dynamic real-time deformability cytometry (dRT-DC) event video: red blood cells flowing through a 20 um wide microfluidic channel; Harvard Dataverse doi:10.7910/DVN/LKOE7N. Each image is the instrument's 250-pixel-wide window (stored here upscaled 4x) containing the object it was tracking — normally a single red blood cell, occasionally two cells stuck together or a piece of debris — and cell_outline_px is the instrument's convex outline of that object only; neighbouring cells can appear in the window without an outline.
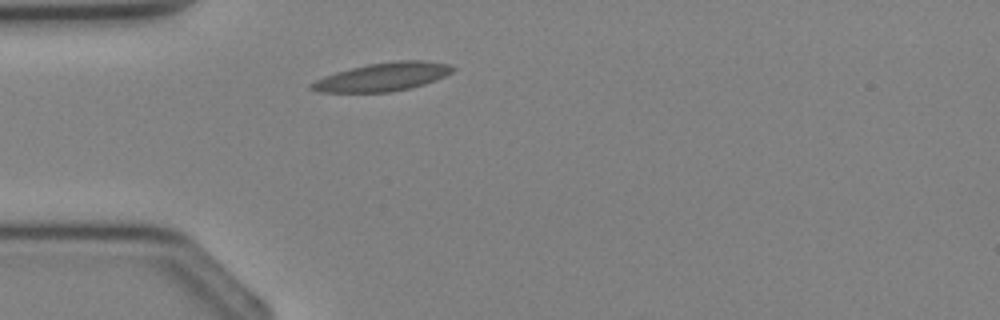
{"species": "Egyptian fruit bat (a non-hibernating species)", "species_latin": "Rousettus aegyptiacus", "temperature_condition": "cold", "stored_images_in_passage": 4, "camera_frame_rate_fps": 3000, "um_per_image_px": 0.085, "animal": {"sex": "female"}, "frame": {"image": 1, "passage_image": 4, "time_ms": 4.333, "image_size_px": [1000, 320], "cell_outline_px": [[456, 68], [452, 72], [436, 80], [424, 84], [408, 88], [388, 92], [320, 92], [308, 88], [316, 80], [324, 76], [336, 72], [368, 64], [396, 60], [424, 60], [452, 64]], "centroid_in_image_um": [32.58, 6.52], "position_along_channel_um": 52.4, "area_um2": 23.24}}